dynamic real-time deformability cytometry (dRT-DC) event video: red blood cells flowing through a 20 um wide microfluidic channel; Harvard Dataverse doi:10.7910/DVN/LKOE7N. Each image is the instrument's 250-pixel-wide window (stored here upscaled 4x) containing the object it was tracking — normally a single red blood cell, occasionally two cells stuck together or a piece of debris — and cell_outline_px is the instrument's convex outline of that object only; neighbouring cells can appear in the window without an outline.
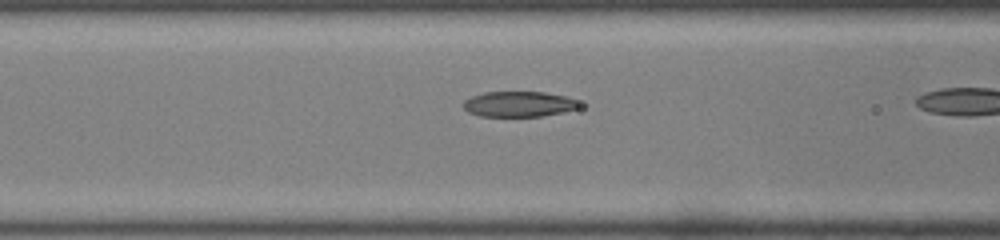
{"species": "common noctule bat (a hibernating species)", "species_latin": "Nyctalus noctula", "temperature_condition": "room temperature", "stored_images_in_passage": 34, "camera_frame_rate_fps": 3000, "um_per_image_px": 0.085, "animal": {"sex": "male", "body_mass_g": 19.0, "forearm_length_mm": 50.8}, "frame": {"image": 1, "passage_image": 15, "time_ms": 4.667, "image_size_px": [1000, 240], "cell_outline_px": [[584, 104], [580, 108], [564, 112], [544, 116], [480, 116], [468, 112], [460, 104], [464, 100], [472, 96], [484, 92], [544, 92], [564, 96], [576, 100]], "centroid_in_image_um": [44.12, 8.85], "position_along_channel_um": 122.5, "area_um2": 17.4}}